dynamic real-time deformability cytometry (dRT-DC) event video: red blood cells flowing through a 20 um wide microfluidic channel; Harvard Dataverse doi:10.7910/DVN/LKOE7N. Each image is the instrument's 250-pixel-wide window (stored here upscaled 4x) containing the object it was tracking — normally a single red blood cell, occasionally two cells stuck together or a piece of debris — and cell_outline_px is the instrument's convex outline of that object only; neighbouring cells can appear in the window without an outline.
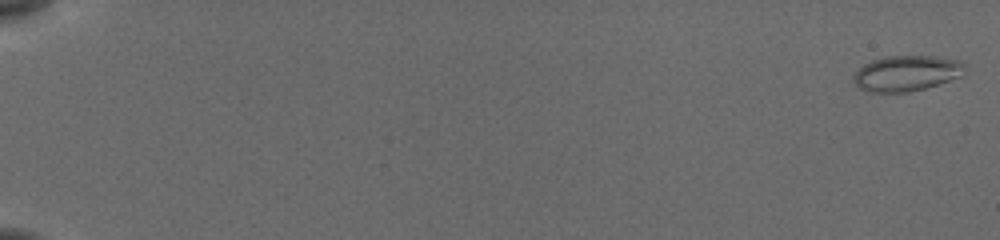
{"species": "common noctule bat (a hibernating species)", "species_latin": "Nyctalus noctula", "temperature_condition": "cold", "stored_images_in_passage": 53, "camera_frame_rate_fps": 3000, "um_per_image_px": 0.085, "animal": {"sex": "female", "body_mass_g": 19.5, "forearm_length_mm": 54.1}, "frame": {"image": 1, "passage_image": 1, "time_ms": 0.0, "image_size_px": [1000, 240], "cell_outline_px": [[964, 64], [960, 76], [924, 88], [908, 92], [868, 92], [860, 88], [852, 80], [852, 76], [864, 64], [872, 60], [884, 56], [936, 56], [960, 60]], "centroid_in_image_um": [77.0, 6.22], "position_along_channel_um": 8.0, "area_um2": 22.83}}
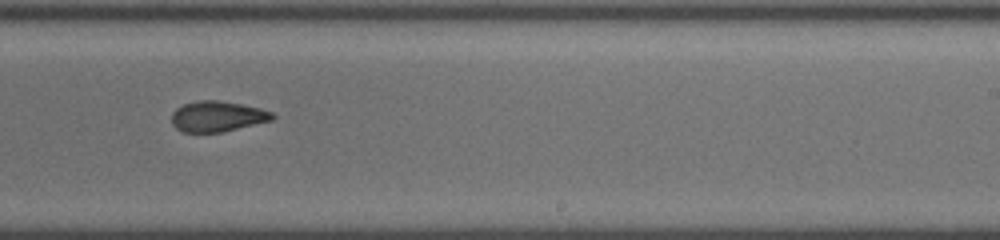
{"frame": {"image": 2, "passage_image": 37, "time_ms": 12.0, "image_size_px": [1000, 240], "cell_outline_px": [[276, 116], [272, 120], [224, 132], [184, 132], [176, 128], [172, 124], [172, 112], [176, 108], [184, 104], [196, 100], [220, 100], [260, 108], [272, 112]], "centroid_in_image_um": [18.47, 9.89], "position_along_channel_um": 270.5, "area_um2": 18.03}}
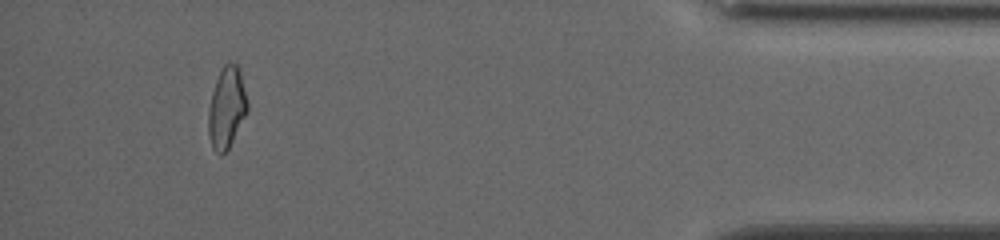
{"frame": {"image": 3, "passage_image": 52, "time_ms": 17.0, "image_size_px": [1000, 240], "cell_outline_px": [[248, 112], [228, 148], [220, 156], [212, 148], [208, 136], [208, 108], [212, 92], [216, 80], [224, 64], [228, 60], [236, 64], [240, 72], [248, 104]], "centroid_in_image_um": [19.25, 9.16], "position_along_channel_um": 415.9, "area_um2": 18.5}}